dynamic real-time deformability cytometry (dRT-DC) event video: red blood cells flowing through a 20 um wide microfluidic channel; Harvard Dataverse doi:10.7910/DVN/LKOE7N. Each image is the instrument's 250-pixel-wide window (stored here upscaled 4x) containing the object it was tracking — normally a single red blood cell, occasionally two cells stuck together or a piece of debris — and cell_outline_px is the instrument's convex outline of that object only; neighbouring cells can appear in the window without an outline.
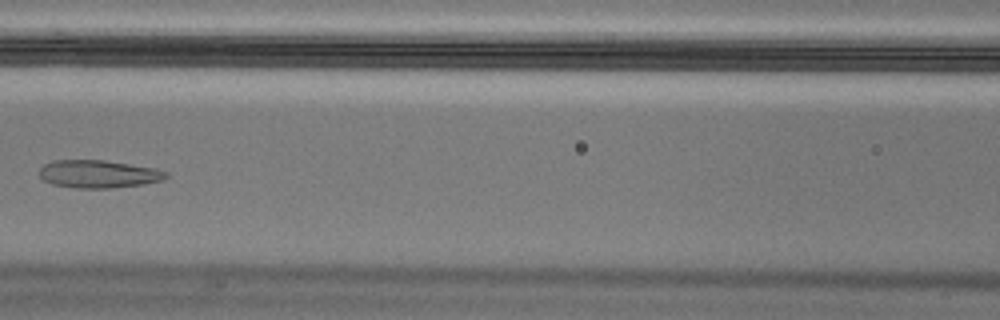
{"species": "Egyptian fruit bat (a non-hibernating species)", "species_latin": "Rousettus aegyptiacus", "temperature_condition": "cold", "stored_images_in_passage": 8, "camera_frame_rate_fps": 3000, "um_per_image_px": 0.085, "animal": {"sex": "male"}, "frame": {"image": 1, "passage_image": 5, "time_ms": 1.333, "image_size_px": [1000, 320], "cell_outline_px": [[168, 176], [164, 180], [144, 184], [108, 188], [76, 188], [52, 184], [44, 180], [40, 176], [40, 168], [44, 164], [56, 160], [104, 160], [156, 168], [168, 172]], "centroid_in_image_um": [8.4, 14.79], "position_along_channel_um": 158.2, "area_um2": 20.52}}